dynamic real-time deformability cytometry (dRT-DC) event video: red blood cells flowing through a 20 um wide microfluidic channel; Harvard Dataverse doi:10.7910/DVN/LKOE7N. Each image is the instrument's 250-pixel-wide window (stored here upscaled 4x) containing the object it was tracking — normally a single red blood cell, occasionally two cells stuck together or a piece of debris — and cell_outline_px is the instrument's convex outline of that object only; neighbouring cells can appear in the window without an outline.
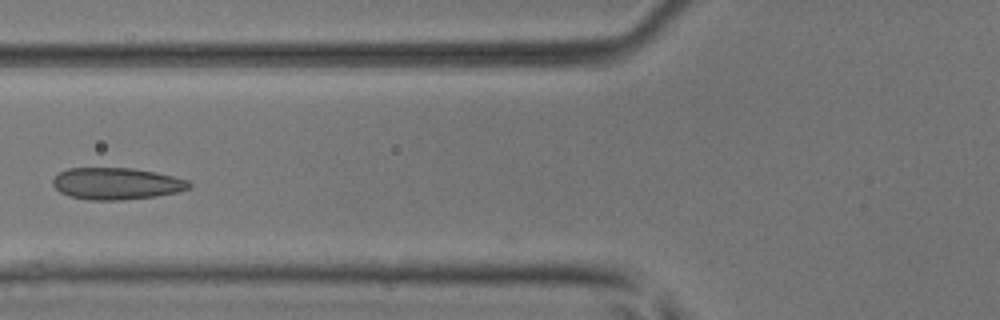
{"species": "common noctule bat (a hibernating species)", "species_latin": "Nyctalus noctula", "temperature_condition": "room temperature", "stored_images_in_passage": 7, "camera_frame_rate_fps": 3000, "um_per_image_px": 0.085, "animal": {"sex": "male", "body_mass_g": 17.9, "forearm_length_mm": 54.2}, "frame": {"image": 1, "passage_image": 5, "time_ms": 1.333, "image_size_px": [1000, 320], "cell_outline_px": [[192, 188], [180, 192], [156, 196], [120, 200], [92, 200], [68, 196], [60, 192], [52, 184], [52, 180], [60, 172], [68, 168], [132, 168], [156, 172], [188, 180], [192, 184]], "centroid_in_image_um": [9.93, 15.61], "position_along_channel_um": 115.9, "area_um2": 25.37}}
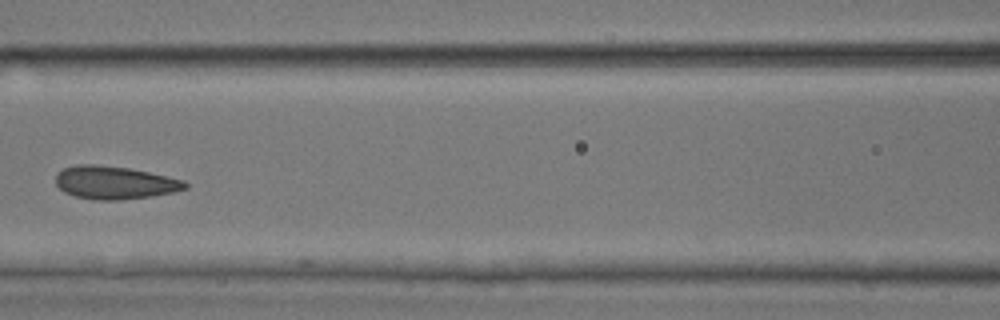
{"frame": {"image": 2, "passage_image": 6, "time_ms": 1.667, "image_size_px": [1000, 320], "cell_outline_px": [[188, 188], [172, 192], [152, 196], [116, 200], [96, 200], [76, 196], [64, 192], [56, 184], [56, 176], [64, 168], [76, 164], [96, 164], [128, 168], [148, 172], [184, 180], [188, 184]], "centroid_in_image_um": [9.74, 15.52], "position_along_channel_um": 156.9, "area_um2": 24.68}}